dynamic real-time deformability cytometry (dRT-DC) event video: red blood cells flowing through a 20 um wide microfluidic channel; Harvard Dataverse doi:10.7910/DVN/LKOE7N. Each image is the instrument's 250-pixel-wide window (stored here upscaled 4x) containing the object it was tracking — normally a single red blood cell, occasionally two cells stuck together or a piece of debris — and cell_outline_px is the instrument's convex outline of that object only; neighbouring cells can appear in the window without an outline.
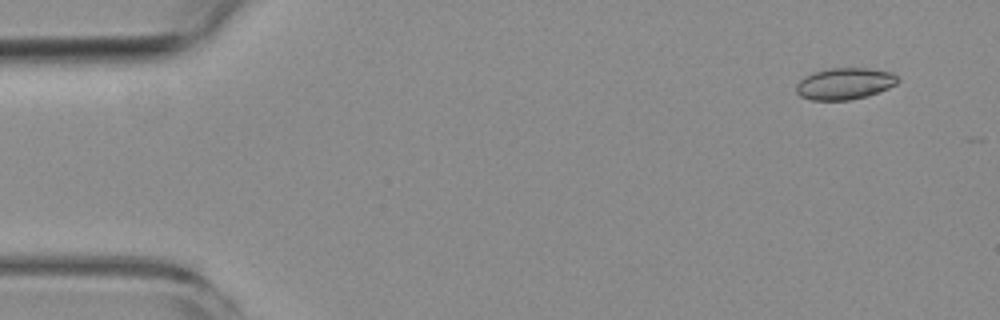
{"species": "common noctule bat (a hibernating species)", "species_latin": "Nyctalus noctula", "temperature_condition": "room temperature", "stored_images_in_passage": 3, "segment_of_instrument_passage": [2, 2], "camera_frame_rate_fps": 3000, "um_per_image_px": 0.085, "animal": {"sex": "female", "body_mass_g": 19.3, "forearm_length_mm": 54.1}, "frame": {"image": 1, "passage_image": 3, "time_ms": 2.0, "image_size_px": [1000, 320], "cell_outline_px": [[900, 80], [896, 84], [888, 88], [868, 96], [848, 100], [812, 100], [800, 96], [796, 92], [796, 84], [804, 76], [812, 72], [828, 68], [868, 68], [892, 72]], "centroid_in_image_um": [71.78, 7.1], "position_along_channel_um": 13.2, "area_um2": 18.84}}